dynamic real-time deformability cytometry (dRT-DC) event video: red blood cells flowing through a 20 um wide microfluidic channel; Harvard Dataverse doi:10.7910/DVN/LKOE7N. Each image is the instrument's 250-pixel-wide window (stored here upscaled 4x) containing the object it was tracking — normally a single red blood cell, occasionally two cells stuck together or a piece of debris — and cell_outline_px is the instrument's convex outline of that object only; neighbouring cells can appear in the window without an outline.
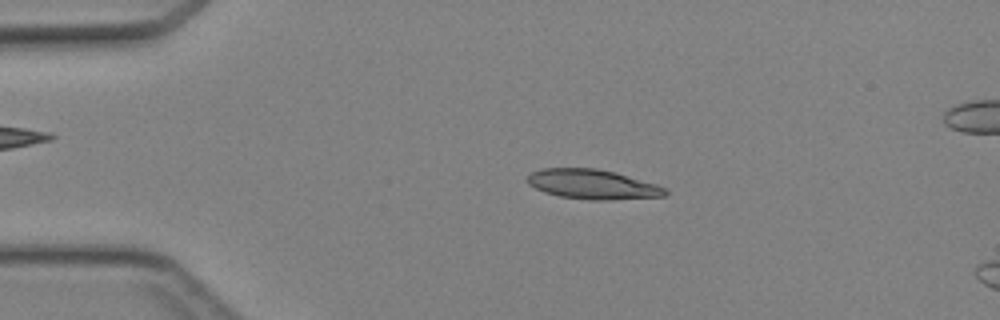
{"species": "Egyptian fruit bat (a non-hibernating species)", "species_latin": "Rousettus aegyptiacus", "temperature_condition": "cold", "stored_images_in_passage": 46, "segment_of_instrument_passage": [1, 2], "camera_frame_rate_fps": 3000, "um_per_image_px": 0.085, "animal": {"sex": "female"}, "frame": {"image": 1, "passage_image": 9, "time_ms": 2.667, "image_size_px": [1000, 320], "cell_outline_px": [[668, 192], [664, 196], [612, 200], [588, 200], [560, 196], [544, 192], [528, 184], [524, 180], [532, 172], [544, 168], [596, 168], [616, 172], [656, 184], [668, 188]], "centroid_in_image_um": [50.38, 15.67], "position_along_channel_um": 34.6, "area_um2": 23.99}}
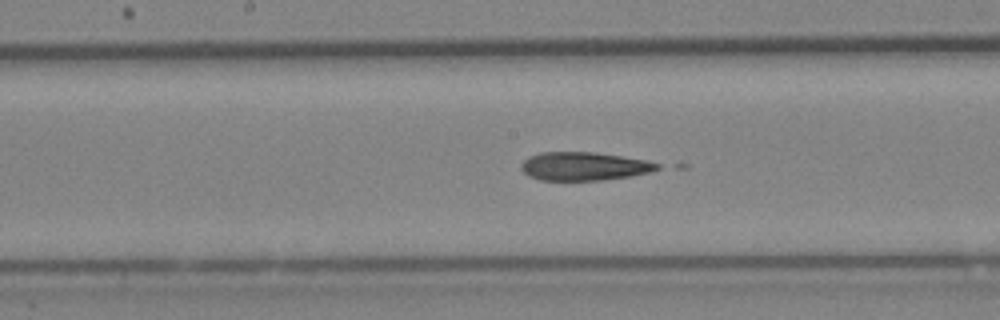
{"frame": {"image": 2, "passage_image": 23, "time_ms": 7.333, "image_size_px": [1000, 320], "cell_outline_px": [[660, 168], [648, 172], [632, 176], [604, 180], [540, 180], [528, 176], [520, 168], [520, 164], [528, 156], [540, 152], [592, 152], [648, 160], [660, 164]], "centroid_in_image_um": [49.62, 14.13], "position_along_channel_um": 198.6, "area_um2": 22.6}}
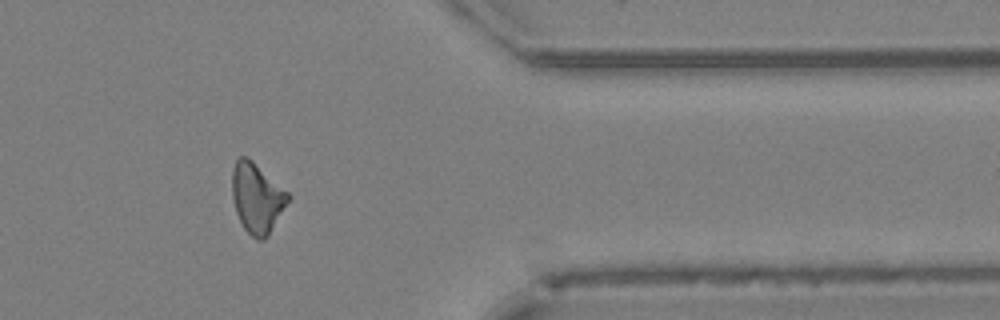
{"frame": {"image": 3, "passage_image": 37, "time_ms": 12.0, "image_size_px": [1000, 320], "cell_outline_px": [[292, 196], [268, 236], [264, 240], [256, 240], [244, 228], [236, 212], [232, 196], [232, 168], [236, 160], [240, 156], [244, 156], [252, 160], [288, 192]], "centroid_in_image_um": [21.84, 16.83], "position_along_channel_um": 389.6, "area_um2": 22.77}}